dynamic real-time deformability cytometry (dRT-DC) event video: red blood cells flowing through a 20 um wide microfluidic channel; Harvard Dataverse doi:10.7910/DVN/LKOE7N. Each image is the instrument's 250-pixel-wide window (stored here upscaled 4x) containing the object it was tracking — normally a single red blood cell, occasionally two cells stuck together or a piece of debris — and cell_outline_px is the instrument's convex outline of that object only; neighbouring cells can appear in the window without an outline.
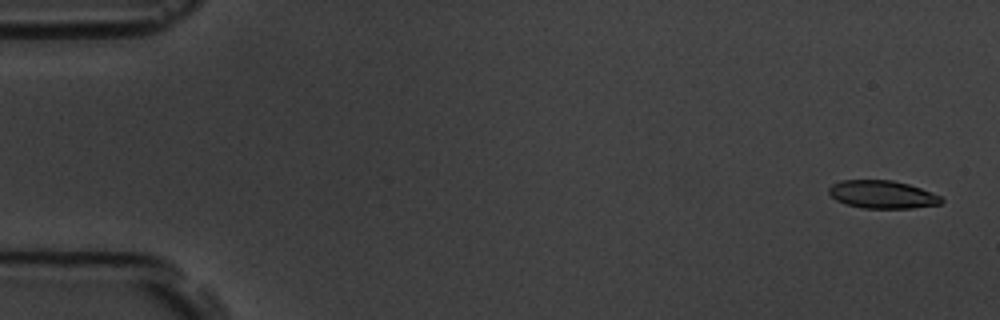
{"species": "common noctule bat (a hibernating species)", "species_latin": "Nyctalus noctula", "temperature_condition": "room temperature", "stored_images_in_passage": 5, "camera_frame_rate_fps": 3000, "um_per_image_px": 0.085, "animal": {"sex": "male", "body_mass_g": 19.5, "forearm_length_mm": 54.6}, "frame": {"image": 1, "passage_image": 1, "time_ms": 0.0, "image_size_px": [1000, 320], "cell_outline_px": [[944, 200], [940, 204], [912, 208], [864, 208], [848, 204], [836, 200], [828, 192], [828, 188], [832, 184], [840, 180], [892, 180], [908, 184], [920, 188], [940, 196]], "centroid_in_image_um": [74.98, 16.52], "position_along_channel_um": 10.0, "area_um2": 18.15}}